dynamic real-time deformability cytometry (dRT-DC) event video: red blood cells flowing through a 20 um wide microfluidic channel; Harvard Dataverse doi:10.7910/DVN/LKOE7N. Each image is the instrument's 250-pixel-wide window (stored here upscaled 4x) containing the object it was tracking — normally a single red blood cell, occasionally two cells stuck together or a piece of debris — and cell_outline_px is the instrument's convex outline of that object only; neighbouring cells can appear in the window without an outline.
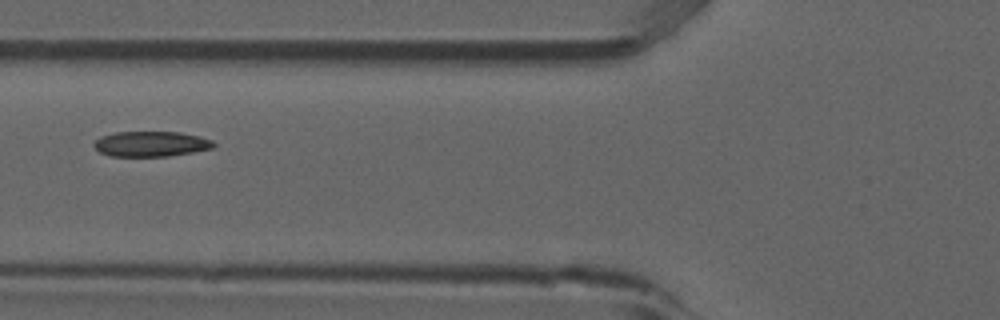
{"species": "common noctule bat (a hibernating species)", "species_latin": "Nyctalus noctula", "temperature_condition": "room temperature", "stored_images_in_passage": 7, "camera_frame_rate_fps": 3000, "um_per_image_px": 0.085, "animal": {"sex": "male", "forearm_length_mm": 52.5}, "frame": {"image": 1, "passage_image": 6, "time_ms": 1.667, "image_size_px": [1000, 320], "cell_outline_px": [[216, 144], [212, 148], [192, 152], [168, 156], [108, 156], [100, 152], [92, 144], [100, 136], [116, 132], [180, 132], [200, 136], [212, 140]], "centroid_in_image_um": [12.82, 12.23], "position_along_channel_um": 113.0, "area_um2": 17.63}}
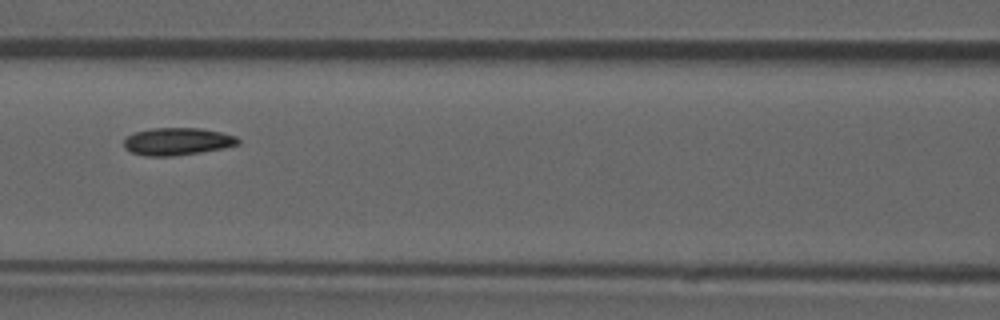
{"frame": {"image": 2, "passage_image": 7, "time_ms": 2.0, "image_size_px": [1000, 320], "cell_outline_px": [[240, 144], [224, 148], [200, 152], [172, 156], [144, 156], [132, 152], [124, 148], [124, 140], [128, 136], [136, 132], [152, 128], [200, 128], [220, 132], [236, 136], [240, 140]], "centroid_in_image_um": [15.09, 12.02], "position_along_channel_um": 151.5, "area_um2": 18.21}}